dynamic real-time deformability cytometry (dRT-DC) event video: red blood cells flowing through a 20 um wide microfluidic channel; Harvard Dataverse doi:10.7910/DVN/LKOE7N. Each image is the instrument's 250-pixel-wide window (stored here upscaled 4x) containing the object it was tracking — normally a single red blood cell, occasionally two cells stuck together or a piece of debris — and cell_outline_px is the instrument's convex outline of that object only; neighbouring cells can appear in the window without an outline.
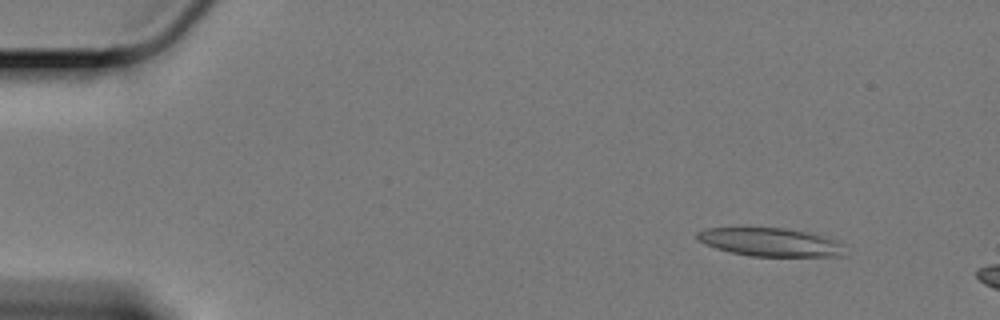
{"species": "Egyptian fruit bat (a non-hibernating species)", "species_latin": "Rousettus aegyptiacus", "temperature_condition": "cold", "stored_images_in_passage": 18, "camera_frame_rate_fps": 3000, "um_per_image_px": 0.085, "animal": {"sex": "female"}, "frame": {"image": 1, "passage_image": 7, "time_ms": 2.0, "image_size_px": [1000, 320], "cell_outline_px": [[844, 244], [840, 256], [752, 256], [732, 252], [716, 248], [704, 244], [696, 236], [696, 232], [708, 228], [784, 228], [808, 232], [840, 240]], "centroid_in_image_um": [65.5, 20.57], "position_along_channel_um": 19.5, "area_um2": 24.22}}
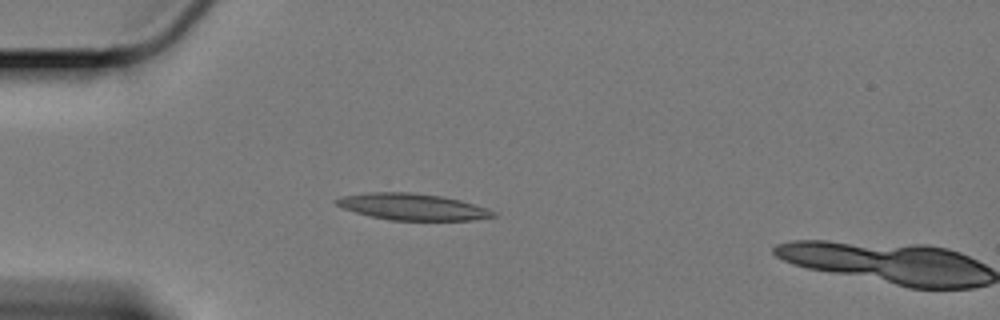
{"frame": {"image": 2, "passage_image": 17, "time_ms": 5.333, "image_size_px": [1000, 320], "cell_outline_px": [[496, 216], [472, 220], [392, 220], [372, 216], [356, 212], [344, 208], [336, 204], [332, 200], [340, 196], [368, 192], [412, 192], [444, 196], [460, 200], [488, 208], [496, 212]], "centroid_in_image_um": [35.06, 17.56], "position_along_channel_um": 49.9, "area_um2": 24.28}}